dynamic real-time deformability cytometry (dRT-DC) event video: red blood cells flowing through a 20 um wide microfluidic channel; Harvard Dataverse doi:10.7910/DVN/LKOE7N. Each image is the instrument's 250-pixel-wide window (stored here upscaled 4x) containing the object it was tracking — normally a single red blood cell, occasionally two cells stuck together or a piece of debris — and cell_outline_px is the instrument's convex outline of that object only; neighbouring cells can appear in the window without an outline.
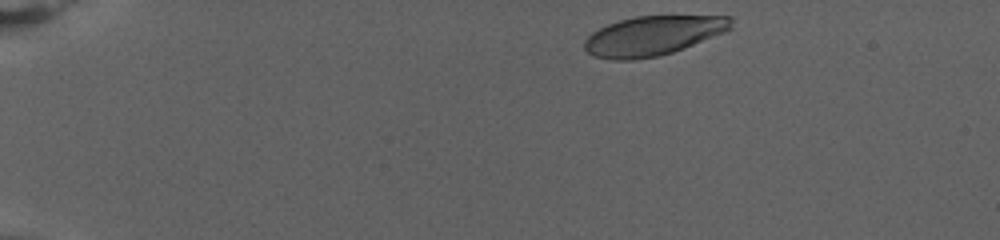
{"species": "human", "species_latin": "Homo sapiens", "temperature_condition": "warm", "stored_images_in_passage": 11, "camera_frame_rate_fps": 3000, "um_per_image_px": 0.085, "donor": {"sex": "female"}, "frame": {"image": 1, "passage_image": 1, "time_ms": 0.0, "image_size_px": [1000, 240], "cell_outline_px": [[732, 28], [724, 32], [684, 48], [672, 52], [656, 56], [632, 60], [612, 60], [592, 56], [584, 48], [584, 40], [592, 32], [608, 24], [620, 20], [636, 16], [732, 16]], "centroid_in_image_um": [55.48, 3.03], "position_along_channel_um": 29.5, "area_um2": 33.58}}
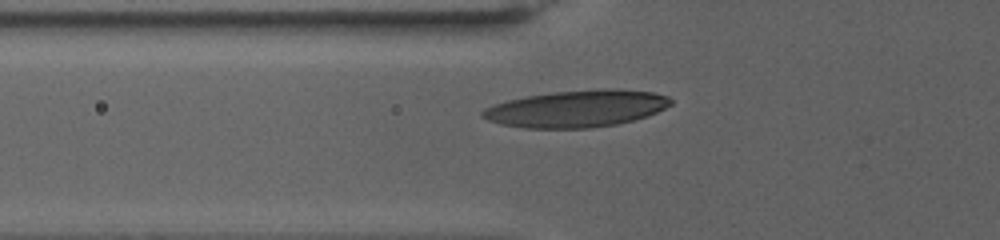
{"frame": {"image": 2, "passage_image": 7, "time_ms": 2.0, "image_size_px": [1000, 240], "cell_outline_px": [[672, 104], [648, 116], [616, 124], [588, 128], [524, 128], [500, 124], [488, 120], [480, 116], [480, 112], [484, 108], [492, 104], [524, 96], [552, 92], [608, 88], [620, 88], [652, 92], [668, 96], [672, 100]], "centroid_in_image_um": [48.99, 9.23], "position_along_channel_um": 76.8, "area_um2": 40.75}}
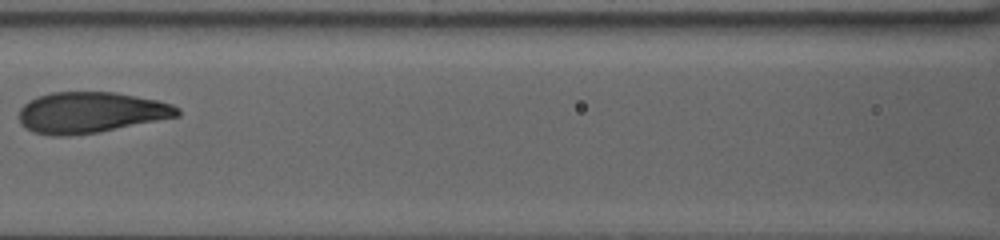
{"frame": {"image": 3, "passage_image": 10, "time_ms": 3.0, "image_size_px": [1000, 240], "cell_outline_px": [[180, 116], [96, 132], [68, 136], [52, 136], [32, 132], [24, 128], [20, 124], [20, 108], [28, 100], [36, 96], [52, 92], [116, 92], [156, 100], [172, 104], [180, 108]], "centroid_in_image_um": [7.67, 9.56], "position_along_channel_um": 158.9, "area_um2": 37.86}}